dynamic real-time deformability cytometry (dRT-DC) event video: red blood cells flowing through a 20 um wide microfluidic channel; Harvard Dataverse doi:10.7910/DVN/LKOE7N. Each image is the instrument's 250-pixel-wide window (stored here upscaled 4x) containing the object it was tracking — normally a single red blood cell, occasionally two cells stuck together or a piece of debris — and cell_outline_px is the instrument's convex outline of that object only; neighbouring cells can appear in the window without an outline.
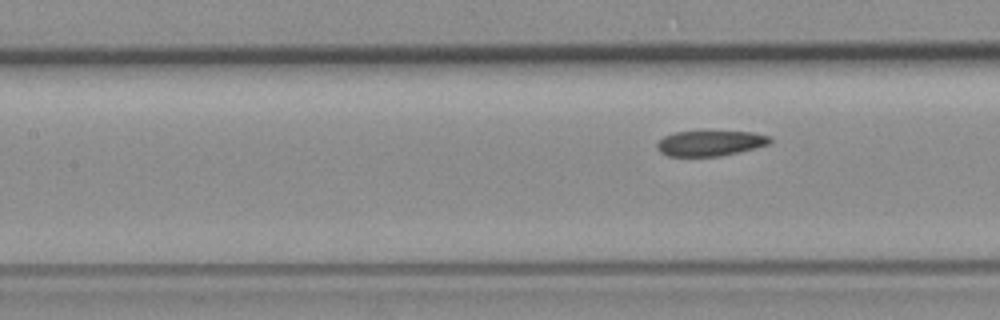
{"species": "common noctule bat (a hibernating species)", "species_latin": "Nyctalus noctula", "temperature_condition": "room temperature", "stored_images_in_passage": 6, "segment_of_instrument_passage": [2, 2], "camera_frame_rate_fps": 3000, "um_per_image_px": 0.085, "animal": {"sex": "female", "body_mass_g": 19.3, "forearm_length_mm": 54.1}, "frame": {"image": 1, "passage_image": 6, "time_ms": 6.667, "image_size_px": [1000, 320], "cell_outline_px": [[772, 140], [768, 144], [740, 152], [720, 156], [668, 156], [660, 152], [656, 144], [664, 136], [676, 132], [752, 132], [772, 136]], "centroid_in_image_um": [60.38, 12.18], "position_along_channel_um": 147.0, "area_um2": 16.53}}